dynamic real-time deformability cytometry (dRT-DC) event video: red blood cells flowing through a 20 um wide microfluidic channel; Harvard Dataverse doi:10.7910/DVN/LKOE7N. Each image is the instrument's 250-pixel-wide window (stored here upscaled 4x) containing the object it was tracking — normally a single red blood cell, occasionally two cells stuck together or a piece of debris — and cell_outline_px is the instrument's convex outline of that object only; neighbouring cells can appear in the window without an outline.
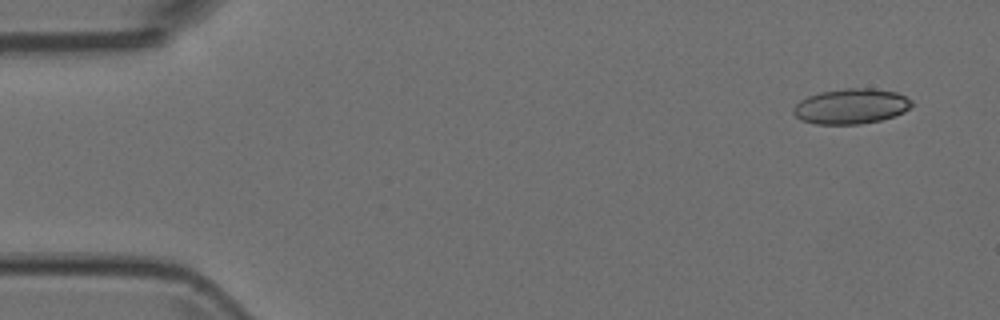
{"species": "Egyptian fruit bat (a non-hibernating species)", "species_latin": "Rousettus aegyptiacus", "temperature_condition": "room temperature", "stored_images_in_passage": 6, "camera_frame_rate_fps": 3000, "um_per_image_px": 0.085, "animal": {"sex": "female"}, "frame": {"image": 1, "passage_image": 1, "time_ms": 0.0, "image_size_px": [1000, 320], "cell_outline_px": [[912, 104], [904, 112], [880, 120], [860, 124], [816, 124], [800, 120], [792, 112], [792, 108], [800, 100], [808, 96], [820, 92], [844, 88], [872, 88], [896, 92], [912, 100]], "centroid_in_image_um": [72.3, 9.03], "position_along_channel_um": 12.7, "area_um2": 24.28}}
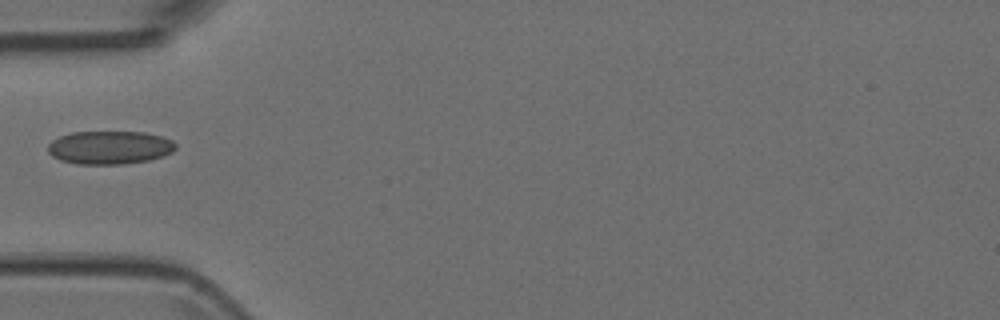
{"frame": {"image": 2, "passage_image": 5, "time_ms": 1.333, "image_size_px": [1000, 320], "cell_outline_px": [[176, 148], [172, 152], [164, 156], [148, 160], [124, 164], [76, 164], [60, 160], [52, 156], [48, 152], [48, 144], [52, 140], [60, 136], [72, 132], [144, 132], [160, 136], [172, 140], [176, 144]], "centroid_in_image_um": [9.31, 12.54], "position_along_channel_um": 75.7, "area_um2": 24.85}}
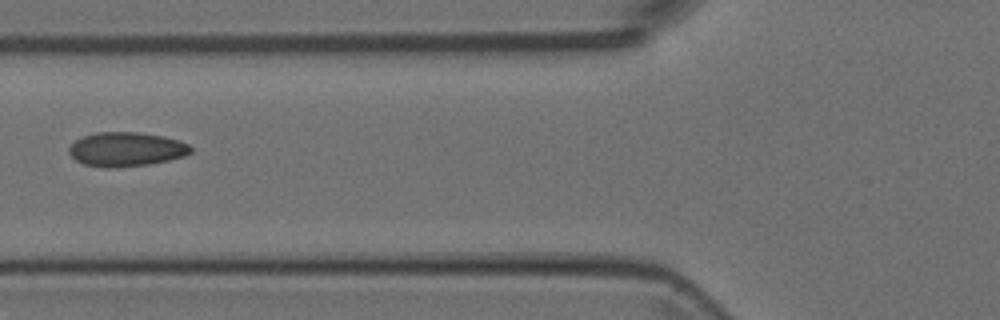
{"frame": {"image": 3, "passage_image": 6, "time_ms": 1.667, "image_size_px": [1000, 320], "cell_outline_px": [[192, 152], [184, 156], [168, 160], [148, 164], [116, 168], [108, 168], [84, 164], [76, 160], [68, 152], [68, 148], [76, 140], [84, 136], [96, 132], [140, 132], [164, 136], [180, 140], [188, 144], [192, 148]], "centroid_in_image_um": [10.74, 12.68], "position_along_channel_um": 115.1, "area_um2": 24.33}}